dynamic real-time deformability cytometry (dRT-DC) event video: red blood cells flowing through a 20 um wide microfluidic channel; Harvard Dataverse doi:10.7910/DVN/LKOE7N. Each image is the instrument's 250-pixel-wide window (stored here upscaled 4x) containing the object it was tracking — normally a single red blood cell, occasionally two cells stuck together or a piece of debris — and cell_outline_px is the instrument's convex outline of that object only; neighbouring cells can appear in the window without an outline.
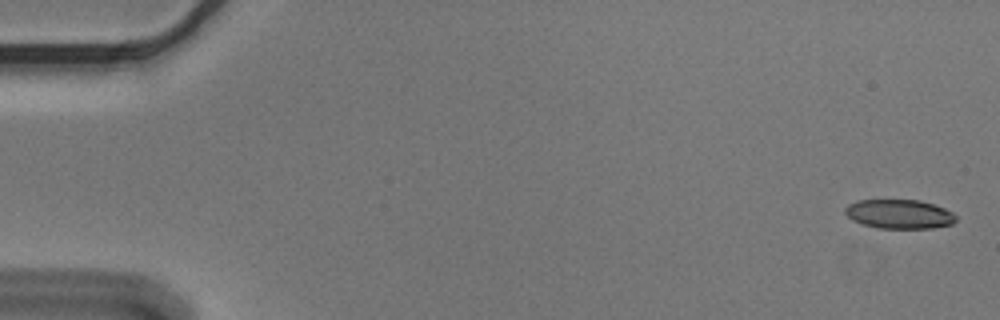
{"species": "Egyptian fruit bat (a non-hibernating species)", "species_latin": "Rousettus aegyptiacus", "temperature_condition": "cold", "stored_images_in_passage": 5, "camera_frame_rate_fps": 3000, "um_per_image_px": 0.085, "animal": {"sex": "male"}, "frame": {"image": 1, "passage_image": 1, "time_ms": 0.0, "image_size_px": [1000, 320], "cell_outline_px": [[956, 220], [952, 224], [932, 228], [876, 228], [860, 224], [852, 220], [844, 212], [844, 208], [848, 204], [856, 200], [920, 200], [944, 208], [952, 212], [956, 216]], "centroid_in_image_um": [76.4, 18.2], "position_along_channel_um": 8.6, "area_um2": 18.96}}